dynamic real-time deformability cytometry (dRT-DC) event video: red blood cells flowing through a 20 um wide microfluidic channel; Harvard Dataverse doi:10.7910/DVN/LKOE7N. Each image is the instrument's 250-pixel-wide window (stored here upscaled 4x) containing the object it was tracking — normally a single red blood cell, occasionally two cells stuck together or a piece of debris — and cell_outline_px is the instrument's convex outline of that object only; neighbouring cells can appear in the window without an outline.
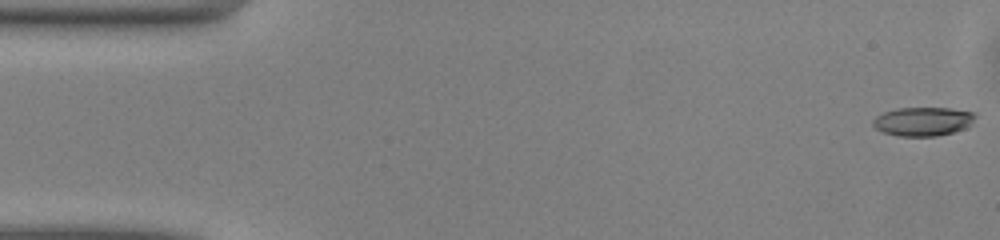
{"species": "common noctule bat (a hibernating species)", "species_latin": "Nyctalus noctula", "temperature_condition": "warm", "stored_images_in_passage": 50, "camera_frame_rate_fps": 3000, "um_per_image_px": 0.085, "animal": {"sex": "male", "body_mass_g": 13.0, "forearm_length_mm": 53.1}, "frame": {"image": 1, "passage_image": 1, "time_ms": 0.0, "image_size_px": [1000, 240], "cell_outline_px": [[976, 116], [972, 124], [964, 128], [952, 132], [936, 136], [896, 136], [884, 132], [876, 128], [872, 124], [872, 120], [876, 116], [884, 112], [896, 108], [952, 108], [976, 112]], "centroid_in_image_um": [78.47, 10.31], "position_along_channel_um": 6.5, "area_um2": 17.28}}
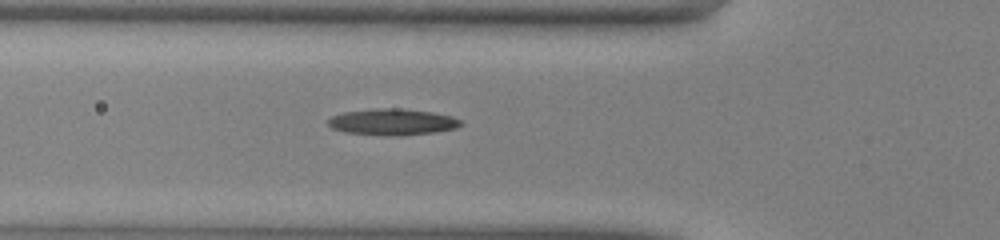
{"frame": {"image": 2, "passage_image": 17, "time_ms": 5.333, "image_size_px": [1000, 240], "cell_outline_px": [[464, 124], [456, 128], [436, 132], [396, 136], [388, 136], [344, 132], [332, 128], [328, 124], [328, 120], [332, 116], [344, 112], [376, 108], [400, 108], [432, 112], [452, 116], [460, 120]], "centroid_in_image_um": [33.37, 10.37], "position_along_channel_um": 92.4, "area_um2": 20.46}}
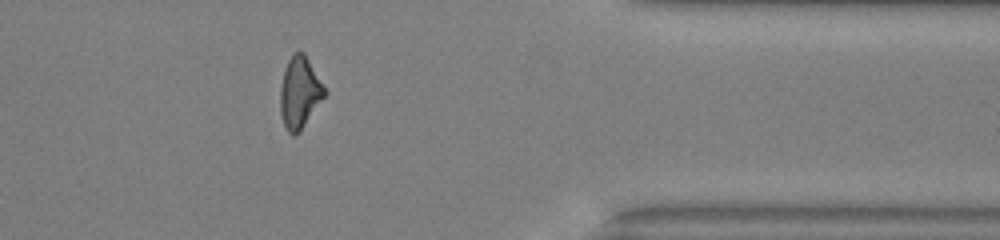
{"frame": {"image": 3, "passage_image": 40, "time_ms": 13.0, "image_size_px": [1000, 240], "cell_outline_px": [[328, 92], [296, 136], [292, 136], [288, 132], [284, 124], [280, 112], [280, 88], [284, 68], [292, 52], [304, 52], [324, 84]], "centroid_in_image_um": [25.47, 7.85], "position_along_channel_um": 385.9, "area_um2": 18.67}, "authors_computed_cell_mechanics": {"area_um2": 18.6116, "velocity_mm_per_s": 4.1239, "shape_relaxation_time_tau1_ms": null, "shape_relaxation_time_tau2_ms": 11.2595, "deformation_change_tau1": null, "deformation_change_tau2": 0.3037}}